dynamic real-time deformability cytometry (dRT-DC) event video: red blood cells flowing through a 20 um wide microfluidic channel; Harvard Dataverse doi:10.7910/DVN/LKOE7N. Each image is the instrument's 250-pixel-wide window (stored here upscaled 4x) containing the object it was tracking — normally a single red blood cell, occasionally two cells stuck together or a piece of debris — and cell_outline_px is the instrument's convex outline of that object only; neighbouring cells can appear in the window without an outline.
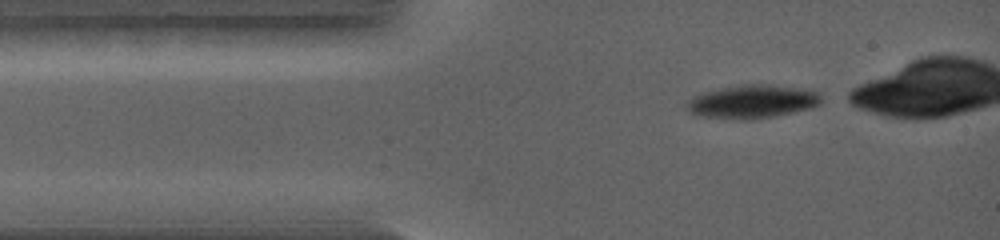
{"species": "common noctule bat (a hibernating species)", "species_latin": "Nyctalus noctula", "temperature_condition": "warm", "stored_images_in_passage": 23, "camera_frame_rate_fps": 5000, "um_per_image_px": 0.085, "animal": {"sex": "female", "body_mass_g": 19.0, "forearm_length_mm": 56.7}, "frame": {"image": 1, "passage_image": 1, "time_ms": 0.0, "image_size_px": [1000, 240], "cell_outline_px": [[820, 104], [812, 108], [776, 116], [752, 120], [744, 120], [696, 116], [688, 112], [684, 108], [684, 104], [688, 100], [704, 92], [720, 88], [740, 84], [768, 84], [796, 88], [816, 92], [820, 96]], "centroid_in_image_um": [63.87, 8.66], "position_along_channel_um": 21.1, "area_um2": 26.36}}
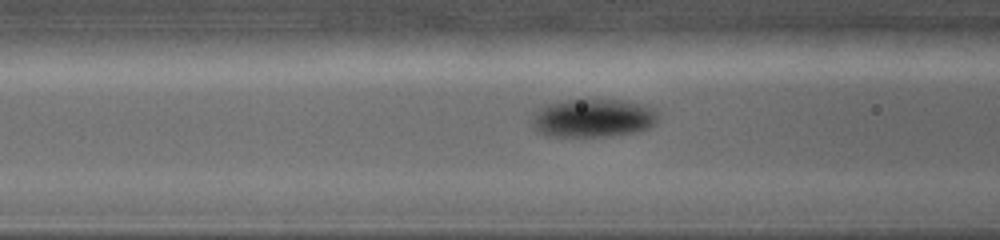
{"frame": {"image": 2, "passage_image": 11, "time_ms": 2.0, "image_size_px": [1000, 240], "cell_outline_px": [[660, 116], [656, 124], [648, 128], [632, 132], [604, 136], [548, 136], [536, 132], [532, 128], [532, 120], [536, 112], [544, 104], [568, 100], [628, 100], [644, 104], [656, 108]], "centroid_in_image_um": [50.44, 10.02], "position_along_channel_um": 116.2, "area_um2": 28.44}}
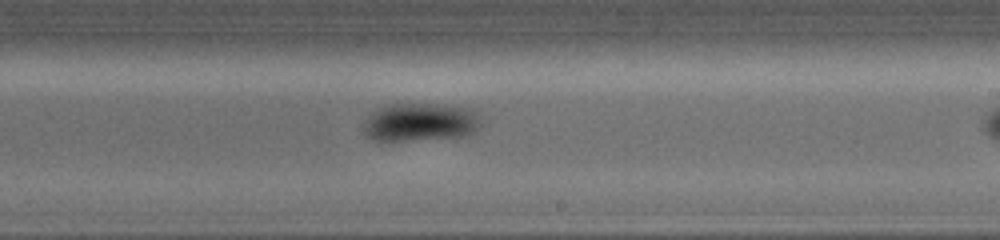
{"frame": {"image": 3, "passage_image": 22, "time_ms": 4.2, "image_size_px": [1000, 240], "cell_outline_px": [[480, 124], [476, 132], [464, 136], [408, 140], [372, 140], [364, 132], [364, 124], [368, 116], [372, 112], [388, 104], [444, 104], [476, 108], [480, 116]], "centroid_in_image_um": [35.8, 10.36], "position_along_channel_um": 253.2, "area_um2": 26.36}}